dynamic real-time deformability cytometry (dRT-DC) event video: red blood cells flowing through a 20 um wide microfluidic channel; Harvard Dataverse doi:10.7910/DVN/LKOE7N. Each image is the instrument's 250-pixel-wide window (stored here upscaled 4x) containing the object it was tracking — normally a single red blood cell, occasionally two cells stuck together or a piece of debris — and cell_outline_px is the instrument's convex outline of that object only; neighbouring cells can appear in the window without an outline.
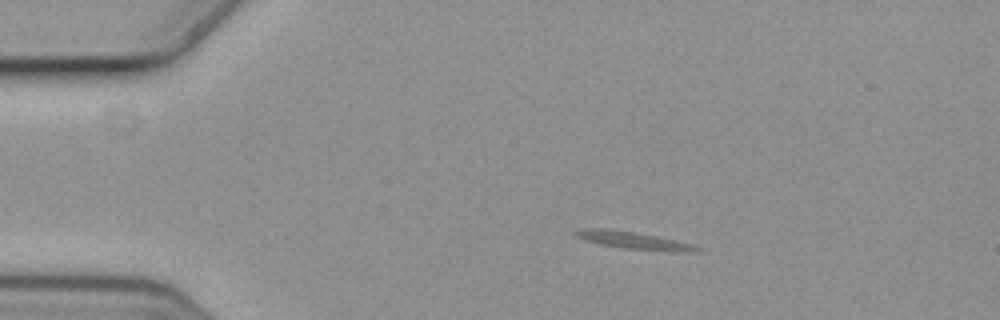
{"species": "common noctule bat (a hibernating species)", "species_latin": "Nyctalus noctula", "temperature_condition": "cold", "stored_images_in_passage": 6, "camera_frame_rate_fps": 3000, "um_per_image_px": 0.085, "animal": {"sex": "female", "body_mass_g": 19.3, "forearm_length_mm": 54.1}, "frame": {"image": 1, "passage_image": 3, "time_ms": 0.667, "image_size_px": [1000, 320], "cell_outline_px": [[700, 252], [676, 252], [624, 248], [600, 244], [584, 240], [576, 236], [572, 232], [584, 228], [604, 228], [632, 232], [656, 236], [688, 244], [700, 248]], "centroid_in_image_um": [53.79, 20.44], "position_along_channel_um": 31.2, "area_um2": 11.96}}
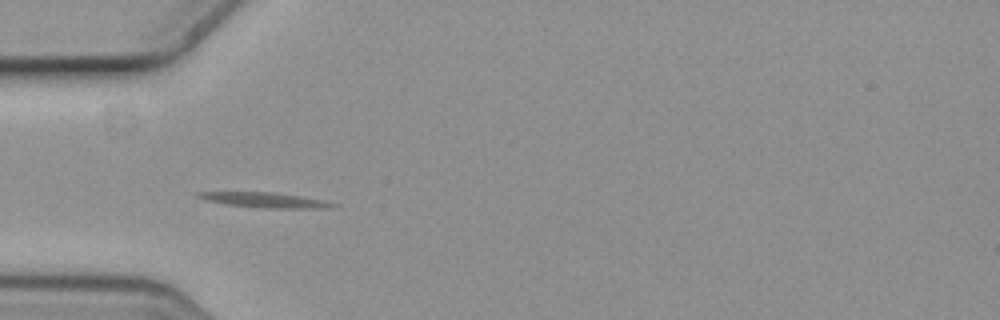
{"frame": {"image": 2, "passage_image": 5, "time_ms": 1.333, "image_size_px": [1000, 320], "cell_outline_px": [[340, 204], [332, 208], [264, 208], [224, 204], [204, 200], [196, 196], [196, 192], [276, 192], [324, 200]], "centroid_in_image_um": [22.54, 17.0], "position_along_channel_um": 62.5, "area_um2": 11.96}}
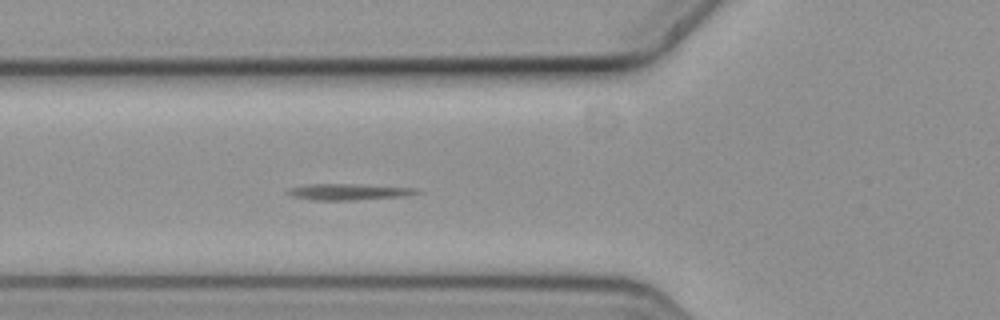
{"frame": {"image": 3, "passage_image": 6, "time_ms": 1.667, "image_size_px": [1000, 320], "cell_outline_px": [[424, 192], [404, 196], [352, 200], [312, 200], [292, 196], [284, 192], [288, 188], [308, 184], [356, 184], [420, 188]], "centroid_in_image_um": [29.66, 16.3], "position_along_channel_um": 96.1, "area_um2": 12.37}}